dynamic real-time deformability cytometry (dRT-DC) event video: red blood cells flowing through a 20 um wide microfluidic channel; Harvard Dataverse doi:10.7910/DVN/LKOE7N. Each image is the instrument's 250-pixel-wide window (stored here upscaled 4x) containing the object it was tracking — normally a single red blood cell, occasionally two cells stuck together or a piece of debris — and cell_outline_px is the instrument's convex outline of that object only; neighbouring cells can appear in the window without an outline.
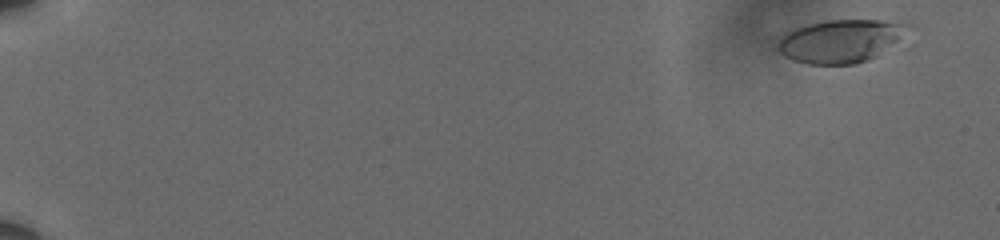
{"species": "human", "species_latin": "Homo sapiens", "temperature_condition": "cold", "stored_images_in_passage": 42, "camera_frame_rate_fps": 3000, "um_per_image_px": 0.085, "donor": {"sex": "male"}, "frame": {"image": 1, "passage_image": 5, "time_ms": 1.333, "image_size_px": [1000, 240], "cell_outline_px": [[912, 24], [896, 40], [876, 56], [868, 60], [856, 64], [808, 64], [792, 60], [784, 56], [772, 48], [792, 28], [808, 24], [828, 20], [880, 20]], "centroid_in_image_um": [71.35, 3.49], "position_along_channel_um": 13.7, "area_um2": 32.31}}
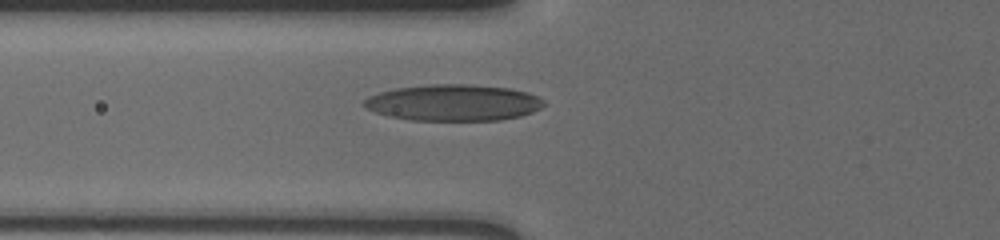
{"frame": {"image": 2, "passage_image": 26, "time_ms": 8.333, "image_size_px": [1000, 240], "cell_outline_px": [[544, 104], [540, 108], [532, 112], [520, 116], [500, 120], [408, 120], [388, 116], [364, 108], [360, 104], [368, 96], [380, 92], [396, 88], [428, 84], [468, 84], [508, 88], [528, 92], [540, 96], [544, 100]], "centroid_in_image_um": [38.52, 8.72], "position_along_channel_um": 87.3, "area_um2": 38.32}}
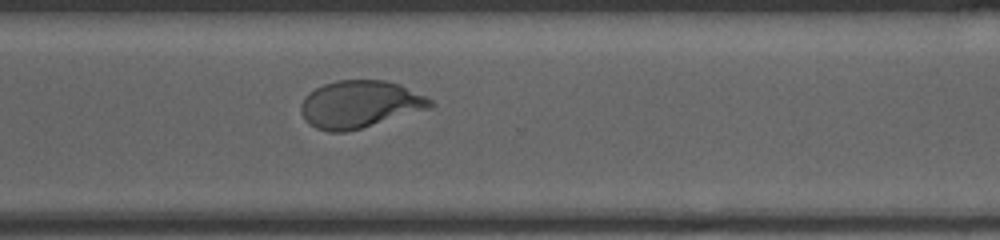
{"frame": {"image": 3, "passage_image": 42, "time_ms": 13.667, "image_size_px": [1000, 240], "cell_outline_px": [[436, 104], [432, 108], [360, 128], [344, 132], [328, 132], [316, 128], [308, 124], [304, 120], [300, 112], [300, 104], [304, 96], [308, 92], [324, 84], [336, 80], [384, 80], [400, 84], [432, 100]], "centroid_in_image_um": [30.55, 8.86], "position_along_channel_um": 340.1, "area_um2": 35.84}}